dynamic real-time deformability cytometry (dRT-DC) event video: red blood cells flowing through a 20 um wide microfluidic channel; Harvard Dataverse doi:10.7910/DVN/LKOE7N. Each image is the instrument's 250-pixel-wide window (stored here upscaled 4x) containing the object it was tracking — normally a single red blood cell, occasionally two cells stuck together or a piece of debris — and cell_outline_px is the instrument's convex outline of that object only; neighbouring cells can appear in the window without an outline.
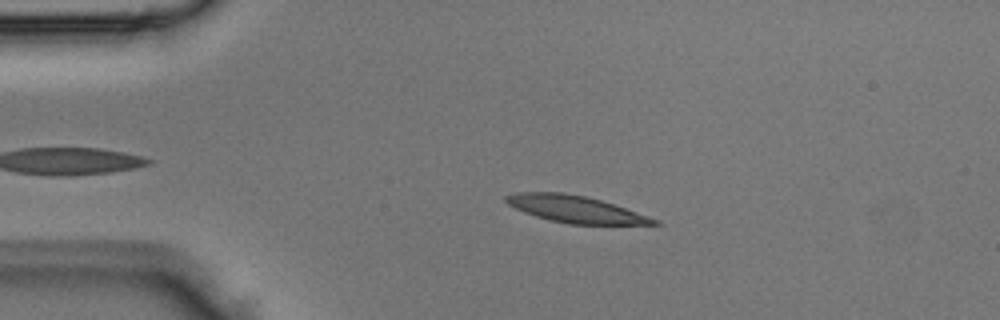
{"species": "Egyptian fruit bat (a non-hibernating species)", "species_latin": "Rousettus aegyptiacus", "temperature_condition": "room temperature", "stored_images_in_passage": 1, "camera_frame_rate_fps": 3000, "um_per_image_px": 0.085, "animal": {"sex": "male"}, "frame": {"image": 1, "passage_image": 1, "time_ms": 0.0, "image_size_px": [1000, 320], "cell_outline_px": [[660, 224], [568, 224], [536, 216], [524, 212], [508, 204], [504, 200], [504, 196], [516, 192], [564, 192], [584, 196], [600, 200], [660, 220]], "centroid_in_image_um": [48.87, 17.77], "position_along_channel_um": 36.1, "area_um2": 22.83}}